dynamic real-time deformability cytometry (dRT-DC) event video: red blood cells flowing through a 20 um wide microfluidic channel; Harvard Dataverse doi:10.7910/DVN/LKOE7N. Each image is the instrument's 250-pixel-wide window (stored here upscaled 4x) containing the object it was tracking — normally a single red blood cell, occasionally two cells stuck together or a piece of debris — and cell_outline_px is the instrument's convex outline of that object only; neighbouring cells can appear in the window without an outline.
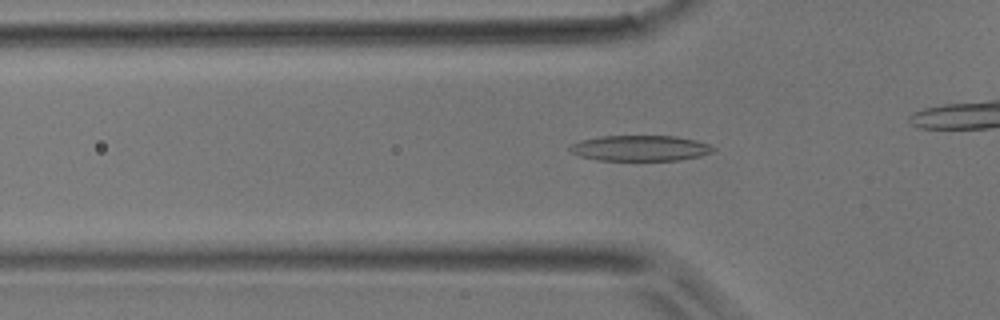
{"species": "common noctule bat (a hibernating species)", "species_latin": "Nyctalus noctula", "temperature_condition": "room temperature", "stored_images_in_passage": 29, "camera_frame_rate_fps": 3000, "um_per_image_px": 0.085, "animal": {"sex": "male", "body_mass_g": 17.9}, "frame": {"image": 1, "passage_image": 7, "time_ms": 2.0, "image_size_px": [1000, 320], "cell_outline_px": [[716, 148], [712, 152], [700, 156], [676, 160], [596, 160], [580, 156], [572, 152], [568, 148], [568, 144], [580, 140], [600, 136], [676, 136], [696, 140], [708, 144]], "centroid_in_image_um": [54.38, 12.59], "position_along_channel_um": 71.4, "area_um2": 21.44}}
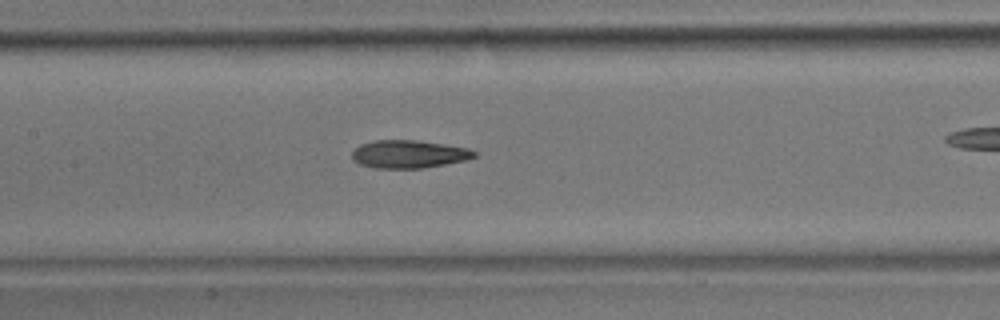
{"frame": {"image": 2, "passage_image": 14, "time_ms": 4.333, "image_size_px": [1000, 320], "cell_outline_px": [[476, 156], [464, 160], [424, 168], [372, 168], [360, 164], [352, 160], [352, 152], [360, 144], [376, 140], [416, 140], [468, 148], [476, 152]], "centroid_in_image_um": [34.71, 13.1], "position_along_channel_um": 172.7, "area_um2": 19.77}}
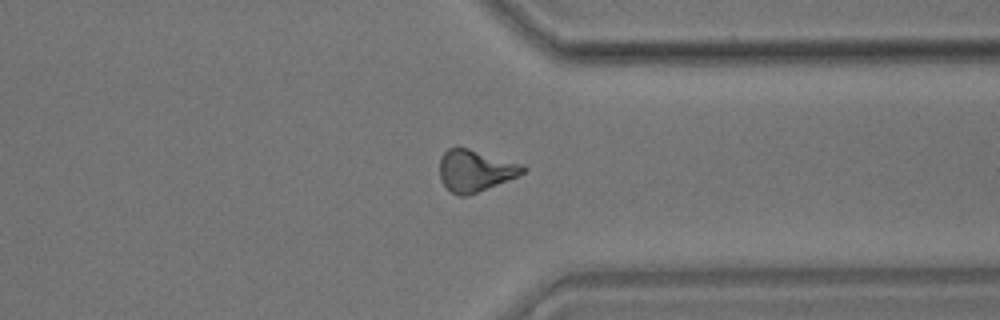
{"frame": {"image": 3, "passage_image": 28, "time_ms": 9.0, "image_size_px": [1000, 320], "cell_outline_px": [[528, 168], [524, 172], [516, 176], [468, 196], [460, 196], [452, 192], [440, 180], [440, 156], [448, 148], [456, 144], [524, 164]], "centroid_in_image_um": [40.37, 14.45], "position_along_channel_um": 371.0, "area_um2": 20.46}}